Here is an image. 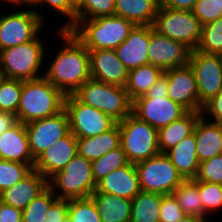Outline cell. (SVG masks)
<instances>
[{
	"label": "cell",
	"mask_w": 222,
	"mask_h": 222,
	"mask_svg": "<svg viewBox=\"0 0 222 222\" xmlns=\"http://www.w3.org/2000/svg\"><path fill=\"white\" fill-rule=\"evenodd\" d=\"M57 35L65 42L45 70L44 77L65 96L73 95L91 79L89 50L69 30H59Z\"/></svg>",
	"instance_id": "obj_1"
},
{
	"label": "cell",
	"mask_w": 222,
	"mask_h": 222,
	"mask_svg": "<svg viewBox=\"0 0 222 222\" xmlns=\"http://www.w3.org/2000/svg\"><path fill=\"white\" fill-rule=\"evenodd\" d=\"M65 95L45 77L22 80L17 121L29 122L56 115L64 109Z\"/></svg>",
	"instance_id": "obj_2"
},
{
	"label": "cell",
	"mask_w": 222,
	"mask_h": 222,
	"mask_svg": "<svg viewBox=\"0 0 222 222\" xmlns=\"http://www.w3.org/2000/svg\"><path fill=\"white\" fill-rule=\"evenodd\" d=\"M134 26L125 18L108 15L80 20L70 31L88 50H115Z\"/></svg>",
	"instance_id": "obj_3"
},
{
	"label": "cell",
	"mask_w": 222,
	"mask_h": 222,
	"mask_svg": "<svg viewBox=\"0 0 222 222\" xmlns=\"http://www.w3.org/2000/svg\"><path fill=\"white\" fill-rule=\"evenodd\" d=\"M74 95L85 104L109 115L117 123L132 113L133 102L125 87L94 79L86 81Z\"/></svg>",
	"instance_id": "obj_4"
},
{
	"label": "cell",
	"mask_w": 222,
	"mask_h": 222,
	"mask_svg": "<svg viewBox=\"0 0 222 222\" xmlns=\"http://www.w3.org/2000/svg\"><path fill=\"white\" fill-rule=\"evenodd\" d=\"M96 186L91 161L78 154L48 179V187L58 199L63 200L88 198L96 190Z\"/></svg>",
	"instance_id": "obj_5"
},
{
	"label": "cell",
	"mask_w": 222,
	"mask_h": 222,
	"mask_svg": "<svg viewBox=\"0 0 222 222\" xmlns=\"http://www.w3.org/2000/svg\"><path fill=\"white\" fill-rule=\"evenodd\" d=\"M39 33L31 40L0 51L4 78L35 80L44 77L40 69L45 61L44 43Z\"/></svg>",
	"instance_id": "obj_6"
},
{
	"label": "cell",
	"mask_w": 222,
	"mask_h": 222,
	"mask_svg": "<svg viewBox=\"0 0 222 222\" xmlns=\"http://www.w3.org/2000/svg\"><path fill=\"white\" fill-rule=\"evenodd\" d=\"M120 128V145L125 151L129 163L147 160L160 152L158 130L140 120L133 113L118 122Z\"/></svg>",
	"instance_id": "obj_7"
},
{
	"label": "cell",
	"mask_w": 222,
	"mask_h": 222,
	"mask_svg": "<svg viewBox=\"0 0 222 222\" xmlns=\"http://www.w3.org/2000/svg\"><path fill=\"white\" fill-rule=\"evenodd\" d=\"M153 29L194 50L201 39L202 25L191 10H174L159 6Z\"/></svg>",
	"instance_id": "obj_8"
},
{
	"label": "cell",
	"mask_w": 222,
	"mask_h": 222,
	"mask_svg": "<svg viewBox=\"0 0 222 222\" xmlns=\"http://www.w3.org/2000/svg\"><path fill=\"white\" fill-rule=\"evenodd\" d=\"M135 167L143 191L168 195L184 181L165 153L135 163Z\"/></svg>",
	"instance_id": "obj_9"
},
{
	"label": "cell",
	"mask_w": 222,
	"mask_h": 222,
	"mask_svg": "<svg viewBox=\"0 0 222 222\" xmlns=\"http://www.w3.org/2000/svg\"><path fill=\"white\" fill-rule=\"evenodd\" d=\"M64 109L69 118V130L76 138L99 135L117 124L109 115L82 103L74 94L65 96Z\"/></svg>",
	"instance_id": "obj_10"
},
{
	"label": "cell",
	"mask_w": 222,
	"mask_h": 222,
	"mask_svg": "<svg viewBox=\"0 0 222 222\" xmlns=\"http://www.w3.org/2000/svg\"><path fill=\"white\" fill-rule=\"evenodd\" d=\"M39 10L26 9L0 15V51L31 41L43 28L45 17Z\"/></svg>",
	"instance_id": "obj_11"
},
{
	"label": "cell",
	"mask_w": 222,
	"mask_h": 222,
	"mask_svg": "<svg viewBox=\"0 0 222 222\" xmlns=\"http://www.w3.org/2000/svg\"><path fill=\"white\" fill-rule=\"evenodd\" d=\"M193 49L181 42L159 34L149 25V64L160 67L163 71L190 65Z\"/></svg>",
	"instance_id": "obj_12"
},
{
	"label": "cell",
	"mask_w": 222,
	"mask_h": 222,
	"mask_svg": "<svg viewBox=\"0 0 222 222\" xmlns=\"http://www.w3.org/2000/svg\"><path fill=\"white\" fill-rule=\"evenodd\" d=\"M190 66L197 82L199 103L204 106L222 90V58L194 49Z\"/></svg>",
	"instance_id": "obj_13"
},
{
	"label": "cell",
	"mask_w": 222,
	"mask_h": 222,
	"mask_svg": "<svg viewBox=\"0 0 222 222\" xmlns=\"http://www.w3.org/2000/svg\"><path fill=\"white\" fill-rule=\"evenodd\" d=\"M188 111L168 96H141L133 101L132 113L159 130L180 119Z\"/></svg>",
	"instance_id": "obj_14"
},
{
	"label": "cell",
	"mask_w": 222,
	"mask_h": 222,
	"mask_svg": "<svg viewBox=\"0 0 222 222\" xmlns=\"http://www.w3.org/2000/svg\"><path fill=\"white\" fill-rule=\"evenodd\" d=\"M25 126L34 159L70 131L65 109L56 115L29 122Z\"/></svg>",
	"instance_id": "obj_15"
},
{
	"label": "cell",
	"mask_w": 222,
	"mask_h": 222,
	"mask_svg": "<svg viewBox=\"0 0 222 222\" xmlns=\"http://www.w3.org/2000/svg\"><path fill=\"white\" fill-rule=\"evenodd\" d=\"M168 80V97L187 111L202 112L196 78L191 66L175 67L163 72Z\"/></svg>",
	"instance_id": "obj_16"
},
{
	"label": "cell",
	"mask_w": 222,
	"mask_h": 222,
	"mask_svg": "<svg viewBox=\"0 0 222 222\" xmlns=\"http://www.w3.org/2000/svg\"><path fill=\"white\" fill-rule=\"evenodd\" d=\"M76 154L77 138L69 131L35 158L33 170L48 180L62 170Z\"/></svg>",
	"instance_id": "obj_17"
},
{
	"label": "cell",
	"mask_w": 222,
	"mask_h": 222,
	"mask_svg": "<svg viewBox=\"0 0 222 222\" xmlns=\"http://www.w3.org/2000/svg\"><path fill=\"white\" fill-rule=\"evenodd\" d=\"M89 54L92 79L125 87L129 70L118 59L115 50H89Z\"/></svg>",
	"instance_id": "obj_18"
},
{
	"label": "cell",
	"mask_w": 222,
	"mask_h": 222,
	"mask_svg": "<svg viewBox=\"0 0 222 222\" xmlns=\"http://www.w3.org/2000/svg\"><path fill=\"white\" fill-rule=\"evenodd\" d=\"M149 25H135L129 36L116 49L118 59L128 70L149 64Z\"/></svg>",
	"instance_id": "obj_19"
},
{
	"label": "cell",
	"mask_w": 222,
	"mask_h": 222,
	"mask_svg": "<svg viewBox=\"0 0 222 222\" xmlns=\"http://www.w3.org/2000/svg\"><path fill=\"white\" fill-rule=\"evenodd\" d=\"M0 159L28 164L33 168V158L26 126L17 121L0 135Z\"/></svg>",
	"instance_id": "obj_20"
},
{
	"label": "cell",
	"mask_w": 222,
	"mask_h": 222,
	"mask_svg": "<svg viewBox=\"0 0 222 222\" xmlns=\"http://www.w3.org/2000/svg\"><path fill=\"white\" fill-rule=\"evenodd\" d=\"M96 191L131 200L141 191L135 164L128 163L110 172L97 183Z\"/></svg>",
	"instance_id": "obj_21"
},
{
	"label": "cell",
	"mask_w": 222,
	"mask_h": 222,
	"mask_svg": "<svg viewBox=\"0 0 222 222\" xmlns=\"http://www.w3.org/2000/svg\"><path fill=\"white\" fill-rule=\"evenodd\" d=\"M48 187V180L33 170L23 180L0 192V201L23 210Z\"/></svg>",
	"instance_id": "obj_22"
},
{
	"label": "cell",
	"mask_w": 222,
	"mask_h": 222,
	"mask_svg": "<svg viewBox=\"0 0 222 222\" xmlns=\"http://www.w3.org/2000/svg\"><path fill=\"white\" fill-rule=\"evenodd\" d=\"M206 117L201 115L198 118L193 131L199 162L222 154V124L208 122Z\"/></svg>",
	"instance_id": "obj_23"
},
{
	"label": "cell",
	"mask_w": 222,
	"mask_h": 222,
	"mask_svg": "<svg viewBox=\"0 0 222 222\" xmlns=\"http://www.w3.org/2000/svg\"><path fill=\"white\" fill-rule=\"evenodd\" d=\"M184 180L195 179L199 171L194 132L165 153Z\"/></svg>",
	"instance_id": "obj_24"
},
{
	"label": "cell",
	"mask_w": 222,
	"mask_h": 222,
	"mask_svg": "<svg viewBox=\"0 0 222 222\" xmlns=\"http://www.w3.org/2000/svg\"><path fill=\"white\" fill-rule=\"evenodd\" d=\"M90 198L94 201L102 222H130L131 200L96 190Z\"/></svg>",
	"instance_id": "obj_25"
},
{
	"label": "cell",
	"mask_w": 222,
	"mask_h": 222,
	"mask_svg": "<svg viewBox=\"0 0 222 222\" xmlns=\"http://www.w3.org/2000/svg\"><path fill=\"white\" fill-rule=\"evenodd\" d=\"M120 146V128L117 123L109 131L86 138H77V154L87 160L98 159Z\"/></svg>",
	"instance_id": "obj_26"
},
{
	"label": "cell",
	"mask_w": 222,
	"mask_h": 222,
	"mask_svg": "<svg viewBox=\"0 0 222 222\" xmlns=\"http://www.w3.org/2000/svg\"><path fill=\"white\" fill-rule=\"evenodd\" d=\"M201 115V112L188 111L180 119L160 128L158 130V145L160 152L166 153L185 137L192 134L195 124Z\"/></svg>",
	"instance_id": "obj_27"
},
{
	"label": "cell",
	"mask_w": 222,
	"mask_h": 222,
	"mask_svg": "<svg viewBox=\"0 0 222 222\" xmlns=\"http://www.w3.org/2000/svg\"><path fill=\"white\" fill-rule=\"evenodd\" d=\"M159 5L154 0H115L114 15L134 25L153 26Z\"/></svg>",
	"instance_id": "obj_28"
},
{
	"label": "cell",
	"mask_w": 222,
	"mask_h": 222,
	"mask_svg": "<svg viewBox=\"0 0 222 222\" xmlns=\"http://www.w3.org/2000/svg\"><path fill=\"white\" fill-rule=\"evenodd\" d=\"M163 72L160 67L151 64L129 70L125 90L131 101L146 95Z\"/></svg>",
	"instance_id": "obj_29"
},
{
	"label": "cell",
	"mask_w": 222,
	"mask_h": 222,
	"mask_svg": "<svg viewBox=\"0 0 222 222\" xmlns=\"http://www.w3.org/2000/svg\"><path fill=\"white\" fill-rule=\"evenodd\" d=\"M162 195L141 190L131 199L130 222H159Z\"/></svg>",
	"instance_id": "obj_30"
},
{
	"label": "cell",
	"mask_w": 222,
	"mask_h": 222,
	"mask_svg": "<svg viewBox=\"0 0 222 222\" xmlns=\"http://www.w3.org/2000/svg\"><path fill=\"white\" fill-rule=\"evenodd\" d=\"M172 194L186 215L204 219V207L199 195V181L184 180Z\"/></svg>",
	"instance_id": "obj_31"
},
{
	"label": "cell",
	"mask_w": 222,
	"mask_h": 222,
	"mask_svg": "<svg viewBox=\"0 0 222 222\" xmlns=\"http://www.w3.org/2000/svg\"><path fill=\"white\" fill-rule=\"evenodd\" d=\"M128 163L129 162L126 158L125 151L123 150L121 145L113 150H110L102 157L91 161L92 175L95 183L97 184L110 172L123 167Z\"/></svg>",
	"instance_id": "obj_32"
},
{
	"label": "cell",
	"mask_w": 222,
	"mask_h": 222,
	"mask_svg": "<svg viewBox=\"0 0 222 222\" xmlns=\"http://www.w3.org/2000/svg\"><path fill=\"white\" fill-rule=\"evenodd\" d=\"M196 50L205 54H222V17L202 26L201 39Z\"/></svg>",
	"instance_id": "obj_33"
},
{
	"label": "cell",
	"mask_w": 222,
	"mask_h": 222,
	"mask_svg": "<svg viewBox=\"0 0 222 222\" xmlns=\"http://www.w3.org/2000/svg\"><path fill=\"white\" fill-rule=\"evenodd\" d=\"M57 199L54 192L47 187L22 210V222H45L49 207Z\"/></svg>",
	"instance_id": "obj_34"
},
{
	"label": "cell",
	"mask_w": 222,
	"mask_h": 222,
	"mask_svg": "<svg viewBox=\"0 0 222 222\" xmlns=\"http://www.w3.org/2000/svg\"><path fill=\"white\" fill-rule=\"evenodd\" d=\"M115 0H81L76 6L75 25L80 20L114 15Z\"/></svg>",
	"instance_id": "obj_35"
},
{
	"label": "cell",
	"mask_w": 222,
	"mask_h": 222,
	"mask_svg": "<svg viewBox=\"0 0 222 222\" xmlns=\"http://www.w3.org/2000/svg\"><path fill=\"white\" fill-rule=\"evenodd\" d=\"M22 91V80L2 78L0 80V111L17 114Z\"/></svg>",
	"instance_id": "obj_36"
},
{
	"label": "cell",
	"mask_w": 222,
	"mask_h": 222,
	"mask_svg": "<svg viewBox=\"0 0 222 222\" xmlns=\"http://www.w3.org/2000/svg\"><path fill=\"white\" fill-rule=\"evenodd\" d=\"M32 171L28 164L0 159V192L23 180Z\"/></svg>",
	"instance_id": "obj_37"
},
{
	"label": "cell",
	"mask_w": 222,
	"mask_h": 222,
	"mask_svg": "<svg viewBox=\"0 0 222 222\" xmlns=\"http://www.w3.org/2000/svg\"><path fill=\"white\" fill-rule=\"evenodd\" d=\"M68 217L72 222H102L90 197L68 200Z\"/></svg>",
	"instance_id": "obj_38"
},
{
	"label": "cell",
	"mask_w": 222,
	"mask_h": 222,
	"mask_svg": "<svg viewBox=\"0 0 222 222\" xmlns=\"http://www.w3.org/2000/svg\"><path fill=\"white\" fill-rule=\"evenodd\" d=\"M199 195L204 207V220L206 214L222 208V185L199 181Z\"/></svg>",
	"instance_id": "obj_39"
},
{
	"label": "cell",
	"mask_w": 222,
	"mask_h": 222,
	"mask_svg": "<svg viewBox=\"0 0 222 222\" xmlns=\"http://www.w3.org/2000/svg\"><path fill=\"white\" fill-rule=\"evenodd\" d=\"M48 5L55 12L68 17V21L59 27V30H71L75 26L76 6L70 0H34L30 6Z\"/></svg>",
	"instance_id": "obj_40"
},
{
	"label": "cell",
	"mask_w": 222,
	"mask_h": 222,
	"mask_svg": "<svg viewBox=\"0 0 222 222\" xmlns=\"http://www.w3.org/2000/svg\"><path fill=\"white\" fill-rule=\"evenodd\" d=\"M195 180L222 185V154L200 162Z\"/></svg>",
	"instance_id": "obj_41"
},
{
	"label": "cell",
	"mask_w": 222,
	"mask_h": 222,
	"mask_svg": "<svg viewBox=\"0 0 222 222\" xmlns=\"http://www.w3.org/2000/svg\"><path fill=\"white\" fill-rule=\"evenodd\" d=\"M191 11L203 26L222 17V2L215 0H197Z\"/></svg>",
	"instance_id": "obj_42"
},
{
	"label": "cell",
	"mask_w": 222,
	"mask_h": 222,
	"mask_svg": "<svg viewBox=\"0 0 222 222\" xmlns=\"http://www.w3.org/2000/svg\"><path fill=\"white\" fill-rule=\"evenodd\" d=\"M159 212V222H176L186 215L173 194L162 195Z\"/></svg>",
	"instance_id": "obj_43"
},
{
	"label": "cell",
	"mask_w": 222,
	"mask_h": 222,
	"mask_svg": "<svg viewBox=\"0 0 222 222\" xmlns=\"http://www.w3.org/2000/svg\"><path fill=\"white\" fill-rule=\"evenodd\" d=\"M201 113L203 116H212L211 121L222 124V90L203 106Z\"/></svg>",
	"instance_id": "obj_44"
},
{
	"label": "cell",
	"mask_w": 222,
	"mask_h": 222,
	"mask_svg": "<svg viewBox=\"0 0 222 222\" xmlns=\"http://www.w3.org/2000/svg\"><path fill=\"white\" fill-rule=\"evenodd\" d=\"M68 216V200L57 199L45 216V222H62Z\"/></svg>",
	"instance_id": "obj_45"
},
{
	"label": "cell",
	"mask_w": 222,
	"mask_h": 222,
	"mask_svg": "<svg viewBox=\"0 0 222 222\" xmlns=\"http://www.w3.org/2000/svg\"><path fill=\"white\" fill-rule=\"evenodd\" d=\"M0 222H22V210L0 201Z\"/></svg>",
	"instance_id": "obj_46"
},
{
	"label": "cell",
	"mask_w": 222,
	"mask_h": 222,
	"mask_svg": "<svg viewBox=\"0 0 222 222\" xmlns=\"http://www.w3.org/2000/svg\"><path fill=\"white\" fill-rule=\"evenodd\" d=\"M146 96H168V80L164 73L160 75L155 84L149 89Z\"/></svg>",
	"instance_id": "obj_47"
},
{
	"label": "cell",
	"mask_w": 222,
	"mask_h": 222,
	"mask_svg": "<svg viewBox=\"0 0 222 222\" xmlns=\"http://www.w3.org/2000/svg\"><path fill=\"white\" fill-rule=\"evenodd\" d=\"M197 0H167L162 6L174 10H192Z\"/></svg>",
	"instance_id": "obj_48"
},
{
	"label": "cell",
	"mask_w": 222,
	"mask_h": 222,
	"mask_svg": "<svg viewBox=\"0 0 222 222\" xmlns=\"http://www.w3.org/2000/svg\"><path fill=\"white\" fill-rule=\"evenodd\" d=\"M17 122L16 116L10 112L0 111V135Z\"/></svg>",
	"instance_id": "obj_49"
},
{
	"label": "cell",
	"mask_w": 222,
	"mask_h": 222,
	"mask_svg": "<svg viewBox=\"0 0 222 222\" xmlns=\"http://www.w3.org/2000/svg\"><path fill=\"white\" fill-rule=\"evenodd\" d=\"M176 222H208V220L205 221L204 219H201L196 216L185 215L183 218H181L180 220H178Z\"/></svg>",
	"instance_id": "obj_50"
},
{
	"label": "cell",
	"mask_w": 222,
	"mask_h": 222,
	"mask_svg": "<svg viewBox=\"0 0 222 222\" xmlns=\"http://www.w3.org/2000/svg\"><path fill=\"white\" fill-rule=\"evenodd\" d=\"M34 0H13V5L14 6H21V5H23V7L25 6H27V8H28V6L33 2Z\"/></svg>",
	"instance_id": "obj_51"
},
{
	"label": "cell",
	"mask_w": 222,
	"mask_h": 222,
	"mask_svg": "<svg viewBox=\"0 0 222 222\" xmlns=\"http://www.w3.org/2000/svg\"><path fill=\"white\" fill-rule=\"evenodd\" d=\"M4 78V75H3V71H2V64H1V55H0V80Z\"/></svg>",
	"instance_id": "obj_52"
},
{
	"label": "cell",
	"mask_w": 222,
	"mask_h": 222,
	"mask_svg": "<svg viewBox=\"0 0 222 222\" xmlns=\"http://www.w3.org/2000/svg\"><path fill=\"white\" fill-rule=\"evenodd\" d=\"M159 6H162L167 0H154Z\"/></svg>",
	"instance_id": "obj_53"
},
{
	"label": "cell",
	"mask_w": 222,
	"mask_h": 222,
	"mask_svg": "<svg viewBox=\"0 0 222 222\" xmlns=\"http://www.w3.org/2000/svg\"><path fill=\"white\" fill-rule=\"evenodd\" d=\"M75 6L79 4L81 0H70Z\"/></svg>",
	"instance_id": "obj_54"
},
{
	"label": "cell",
	"mask_w": 222,
	"mask_h": 222,
	"mask_svg": "<svg viewBox=\"0 0 222 222\" xmlns=\"http://www.w3.org/2000/svg\"><path fill=\"white\" fill-rule=\"evenodd\" d=\"M0 1H2V2H5V3H12V5H13V0H0Z\"/></svg>",
	"instance_id": "obj_55"
},
{
	"label": "cell",
	"mask_w": 222,
	"mask_h": 222,
	"mask_svg": "<svg viewBox=\"0 0 222 222\" xmlns=\"http://www.w3.org/2000/svg\"><path fill=\"white\" fill-rule=\"evenodd\" d=\"M62 222H72L71 219L67 216Z\"/></svg>",
	"instance_id": "obj_56"
}]
</instances>
